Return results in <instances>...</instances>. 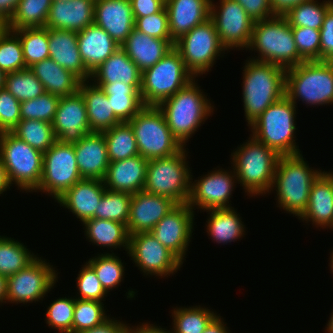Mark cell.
Segmentation results:
<instances>
[{
	"mask_svg": "<svg viewBox=\"0 0 333 333\" xmlns=\"http://www.w3.org/2000/svg\"><path fill=\"white\" fill-rule=\"evenodd\" d=\"M81 179L73 143L57 140L43 153L41 182L34 192L46 193L56 201Z\"/></svg>",
	"mask_w": 333,
	"mask_h": 333,
	"instance_id": "obj_13",
	"label": "cell"
},
{
	"mask_svg": "<svg viewBox=\"0 0 333 333\" xmlns=\"http://www.w3.org/2000/svg\"><path fill=\"white\" fill-rule=\"evenodd\" d=\"M174 48L195 78L211 71L218 57L227 51L210 18L176 40Z\"/></svg>",
	"mask_w": 333,
	"mask_h": 333,
	"instance_id": "obj_12",
	"label": "cell"
},
{
	"mask_svg": "<svg viewBox=\"0 0 333 333\" xmlns=\"http://www.w3.org/2000/svg\"><path fill=\"white\" fill-rule=\"evenodd\" d=\"M307 0H270L272 11L275 15H284L290 8Z\"/></svg>",
	"mask_w": 333,
	"mask_h": 333,
	"instance_id": "obj_59",
	"label": "cell"
},
{
	"mask_svg": "<svg viewBox=\"0 0 333 333\" xmlns=\"http://www.w3.org/2000/svg\"><path fill=\"white\" fill-rule=\"evenodd\" d=\"M7 296V277L0 275V304H6Z\"/></svg>",
	"mask_w": 333,
	"mask_h": 333,
	"instance_id": "obj_64",
	"label": "cell"
},
{
	"mask_svg": "<svg viewBox=\"0 0 333 333\" xmlns=\"http://www.w3.org/2000/svg\"><path fill=\"white\" fill-rule=\"evenodd\" d=\"M234 1H237L245 9L247 15L254 22L275 16L270 5V0H234Z\"/></svg>",
	"mask_w": 333,
	"mask_h": 333,
	"instance_id": "obj_56",
	"label": "cell"
},
{
	"mask_svg": "<svg viewBox=\"0 0 333 333\" xmlns=\"http://www.w3.org/2000/svg\"><path fill=\"white\" fill-rule=\"evenodd\" d=\"M79 92L82 94L91 132H103L111 129L121 121L114 115L107 95L91 81L81 82Z\"/></svg>",
	"mask_w": 333,
	"mask_h": 333,
	"instance_id": "obj_32",
	"label": "cell"
},
{
	"mask_svg": "<svg viewBox=\"0 0 333 333\" xmlns=\"http://www.w3.org/2000/svg\"><path fill=\"white\" fill-rule=\"evenodd\" d=\"M102 133L105 136L110 162L139 155L134 132L129 122H121Z\"/></svg>",
	"mask_w": 333,
	"mask_h": 333,
	"instance_id": "obj_37",
	"label": "cell"
},
{
	"mask_svg": "<svg viewBox=\"0 0 333 333\" xmlns=\"http://www.w3.org/2000/svg\"><path fill=\"white\" fill-rule=\"evenodd\" d=\"M105 190L103 180L83 178L55 202L59 203L60 207L69 209L68 211L72 212L83 224L94 218Z\"/></svg>",
	"mask_w": 333,
	"mask_h": 333,
	"instance_id": "obj_22",
	"label": "cell"
},
{
	"mask_svg": "<svg viewBox=\"0 0 333 333\" xmlns=\"http://www.w3.org/2000/svg\"><path fill=\"white\" fill-rule=\"evenodd\" d=\"M76 279L77 291L79 292H77L78 295L76 294L75 298L100 302L105 301L104 299L108 293L102 287L94 270L87 263L82 265Z\"/></svg>",
	"mask_w": 333,
	"mask_h": 333,
	"instance_id": "obj_52",
	"label": "cell"
},
{
	"mask_svg": "<svg viewBox=\"0 0 333 333\" xmlns=\"http://www.w3.org/2000/svg\"><path fill=\"white\" fill-rule=\"evenodd\" d=\"M94 24L121 46L135 25L130 0H95Z\"/></svg>",
	"mask_w": 333,
	"mask_h": 333,
	"instance_id": "obj_21",
	"label": "cell"
},
{
	"mask_svg": "<svg viewBox=\"0 0 333 333\" xmlns=\"http://www.w3.org/2000/svg\"><path fill=\"white\" fill-rule=\"evenodd\" d=\"M195 77L186 69L180 53L173 48L154 66L144 70L140 94L145 106H158Z\"/></svg>",
	"mask_w": 333,
	"mask_h": 333,
	"instance_id": "obj_10",
	"label": "cell"
},
{
	"mask_svg": "<svg viewBox=\"0 0 333 333\" xmlns=\"http://www.w3.org/2000/svg\"><path fill=\"white\" fill-rule=\"evenodd\" d=\"M84 235L86 239L94 245L113 249H121L127 251L129 249V234L127 227L123 223L112 220L92 218L83 223ZM113 248V249H112Z\"/></svg>",
	"mask_w": 333,
	"mask_h": 333,
	"instance_id": "obj_36",
	"label": "cell"
},
{
	"mask_svg": "<svg viewBox=\"0 0 333 333\" xmlns=\"http://www.w3.org/2000/svg\"><path fill=\"white\" fill-rule=\"evenodd\" d=\"M75 298L65 296L52 301L47 308L46 324L59 333H72Z\"/></svg>",
	"mask_w": 333,
	"mask_h": 333,
	"instance_id": "obj_50",
	"label": "cell"
},
{
	"mask_svg": "<svg viewBox=\"0 0 333 333\" xmlns=\"http://www.w3.org/2000/svg\"><path fill=\"white\" fill-rule=\"evenodd\" d=\"M73 145L81 177L103 180L110 164L103 133L90 132Z\"/></svg>",
	"mask_w": 333,
	"mask_h": 333,
	"instance_id": "obj_23",
	"label": "cell"
},
{
	"mask_svg": "<svg viewBox=\"0 0 333 333\" xmlns=\"http://www.w3.org/2000/svg\"><path fill=\"white\" fill-rule=\"evenodd\" d=\"M20 104L5 88L0 89V133L11 132L21 121Z\"/></svg>",
	"mask_w": 333,
	"mask_h": 333,
	"instance_id": "obj_54",
	"label": "cell"
},
{
	"mask_svg": "<svg viewBox=\"0 0 333 333\" xmlns=\"http://www.w3.org/2000/svg\"><path fill=\"white\" fill-rule=\"evenodd\" d=\"M129 123L139 155L147 160L170 157L184 148L170 131L158 106H145Z\"/></svg>",
	"mask_w": 333,
	"mask_h": 333,
	"instance_id": "obj_11",
	"label": "cell"
},
{
	"mask_svg": "<svg viewBox=\"0 0 333 333\" xmlns=\"http://www.w3.org/2000/svg\"><path fill=\"white\" fill-rule=\"evenodd\" d=\"M52 1H68V0H52Z\"/></svg>",
	"mask_w": 333,
	"mask_h": 333,
	"instance_id": "obj_69",
	"label": "cell"
},
{
	"mask_svg": "<svg viewBox=\"0 0 333 333\" xmlns=\"http://www.w3.org/2000/svg\"><path fill=\"white\" fill-rule=\"evenodd\" d=\"M188 148L177 154L151 159L147 165L144 191L167 197L176 204L188 203L191 192V175L187 156Z\"/></svg>",
	"mask_w": 333,
	"mask_h": 333,
	"instance_id": "obj_8",
	"label": "cell"
},
{
	"mask_svg": "<svg viewBox=\"0 0 333 333\" xmlns=\"http://www.w3.org/2000/svg\"><path fill=\"white\" fill-rule=\"evenodd\" d=\"M188 203L177 204L150 231L164 247L182 263L186 260L189 243L194 230V214Z\"/></svg>",
	"mask_w": 333,
	"mask_h": 333,
	"instance_id": "obj_18",
	"label": "cell"
},
{
	"mask_svg": "<svg viewBox=\"0 0 333 333\" xmlns=\"http://www.w3.org/2000/svg\"><path fill=\"white\" fill-rule=\"evenodd\" d=\"M77 41L81 59L90 73L121 47L103 28L95 24L77 32Z\"/></svg>",
	"mask_w": 333,
	"mask_h": 333,
	"instance_id": "obj_30",
	"label": "cell"
},
{
	"mask_svg": "<svg viewBox=\"0 0 333 333\" xmlns=\"http://www.w3.org/2000/svg\"><path fill=\"white\" fill-rule=\"evenodd\" d=\"M130 333H171V331L161 326L158 327L156 324L145 322L137 326H131Z\"/></svg>",
	"mask_w": 333,
	"mask_h": 333,
	"instance_id": "obj_60",
	"label": "cell"
},
{
	"mask_svg": "<svg viewBox=\"0 0 333 333\" xmlns=\"http://www.w3.org/2000/svg\"><path fill=\"white\" fill-rule=\"evenodd\" d=\"M19 0H0V18L7 22L11 19Z\"/></svg>",
	"mask_w": 333,
	"mask_h": 333,
	"instance_id": "obj_61",
	"label": "cell"
},
{
	"mask_svg": "<svg viewBox=\"0 0 333 333\" xmlns=\"http://www.w3.org/2000/svg\"><path fill=\"white\" fill-rule=\"evenodd\" d=\"M218 3H215L214 0L210 1L209 18L216 27L220 42L226 48L227 53L233 49H247L254 21L237 1L219 0Z\"/></svg>",
	"mask_w": 333,
	"mask_h": 333,
	"instance_id": "obj_15",
	"label": "cell"
},
{
	"mask_svg": "<svg viewBox=\"0 0 333 333\" xmlns=\"http://www.w3.org/2000/svg\"><path fill=\"white\" fill-rule=\"evenodd\" d=\"M320 229L333 225V172L323 171L313 182L306 210L298 218Z\"/></svg>",
	"mask_w": 333,
	"mask_h": 333,
	"instance_id": "obj_27",
	"label": "cell"
},
{
	"mask_svg": "<svg viewBox=\"0 0 333 333\" xmlns=\"http://www.w3.org/2000/svg\"><path fill=\"white\" fill-rule=\"evenodd\" d=\"M171 333H202L218 316L216 312L201 305L173 307Z\"/></svg>",
	"mask_w": 333,
	"mask_h": 333,
	"instance_id": "obj_38",
	"label": "cell"
},
{
	"mask_svg": "<svg viewBox=\"0 0 333 333\" xmlns=\"http://www.w3.org/2000/svg\"><path fill=\"white\" fill-rule=\"evenodd\" d=\"M48 38L49 58L82 82L90 81L91 73L86 69L80 56L77 32L48 28Z\"/></svg>",
	"mask_w": 333,
	"mask_h": 333,
	"instance_id": "obj_25",
	"label": "cell"
},
{
	"mask_svg": "<svg viewBox=\"0 0 333 333\" xmlns=\"http://www.w3.org/2000/svg\"><path fill=\"white\" fill-rule=\"evenodd\" d=\"M330 270H331V272L333 273V250L330 252Z\"/></svg>",
	"mask_w": 333,
	"mask_h": 333,
	"instance_id": "obj_68",
	"label": "cell"
},
{
	"mask_svg": "<svg viewBox=\"0 0 333 333\" xmlns=\"http://www.w3.org/2000/svg\"><path fill=\"white\" fill-rule=\"evenodd\" d=\"M304 159L302 153L280 156L269 192L276 191L277 207L298 218L308 206L313 182L323 172L310 167Z\"/></svg>",
	"mask_w": 333,
	"mask_h": 333,
	"instance_id": "obj_2",
	"label": "cell"
},
{
	"mask_svg": "<svg viewBox=\"0 0 333 333\" xmlns=\"http://www.w3.org/2000/svg\"><path fill=\"white\" fill-rule=\"evenodd\" d=\"M333 311V310H332ZM327 326L325 328L327 333H333V312L331 313V316L327 322Z\"/></svg>",
	"mask_w": 333,
	"mask_h": 333,
	"instance_id": "obj_66",
	"label": "cell"
},
{
	"mask_svg": "<svg viewBox=\"0 0 333 333\" xmlns=\"http://www.w3.org/2000/svg\"><path fill=\"white\" fill-rule=\"evenodd\" d=\"M0 159L11 185L20 192H34L42 176L43 153L12 132L0 133Z\"/></svg>",
	"mask_w": 333,
	"mask_h": 333,
	"instance_id": "obj_9",
	"label": "cell"
},
{
	"mask_svg": "<svg viewBox=\"0 0 333 333\" xmlns=\"http://www.w3.org/2000/svg\"><path fill=\"white\" fill-rule=\"evenodd\" d=\"M11 132L42 153L57 141L52 124L40 120H21Z\"/></svg>",
	"mask_w": 333,
	"mask_h": 333,
	"instance_id": "obj_44",
	"label": "cell"
},
{
	"mask_svg": "<svg viewBox=\"0 0 333 333\" xmlns=\"http://www.w3.org/2000/svg\"><path fill=\"white\" fill-rule=\"evenodd\" d=\"M86 263L94 270L107 293L110 292L109 290L116 289L124 280V262L113 252L97 253L95 257L90 258Z\"/></svg>",
	"mask_w": 333,
	"mask_h": 333,
	"instance_id": "obj_42",
	"label": "cell"
},
{
	"mask_svg": "<svg viewBox=\"0 0 333 333\" xmlns=\"http://www.w3.org/2000/svg\"><path fill=\"white\" fill-rule=\"evenodd\" d=\"M208 212L206 232L214 243L221 245L239 241L244 237L246 226L235 208L206 210Z\"/></svg>",
	"mask_w": 333,
	"mask_h": 333,
	"instance_id": "obj_35",
	"label": "cell"
},
{
	"mask_svg": "<svg viewBox=\"0 0 333 333\" xmlns=\"http://www.w3.org/2000/svg\"><path fill=\"white\" fill-rule=\"evenodd\" d=\"M132 194L105 190L94 218L112 220L127 225L130 216Z\"/></svg>",
	"mask_w": 333,
	"mask_h": 333,
	"instance_id": "obj_45",
	"label": "cell"
},
{
	"mask_svg": "<svg viewBox=\"0 0 333 333\" xmlns=\"http://www.w3.org/2000/svg\"><path fill=\"white\" fill-rule=\"evenodd\" d=\"M200 177L194 180L193 175H191V192L188 204L193 211L233 207L229 200L236 186L235 183L238 184L234 169L228 171L215 168L214 171H209L207 175Z\"/></svg>",
	"mask_w": 333,
	"mask_h": 333,
	"instance_id": "obj_17",
	"label": "cell"
},
{
	"mask_svg": "<svg viewBox=\"0 0 333 333\" xmlns=\"http://www.w3.org/2000/svg\"><path fill=\"white\" fill-rule=\"evenodd\" d=\"M4 88L19 102L35 99L45 93L43 84L29 68L7 73Z\"/></svg>",
	"mask_w": 333,
	"mask_h": 333,
	"instance_id": "obj_46",
	"label": "cell"
},
{
	"mask_svg": "<svg viewBox=\"0 0 333 333\" xmlns=\"http://www.w3.org/2000/svg\"><path fill=\"white\" fill-rule=\"evenodd\" d=\"M8 29V22L3 18H0V38L6 33Z\"/></svg>",
	"mask_w": 333,
	"mask_h": 333,
	"instance_id": "obj_65",
	"label": "cell"
},
{
	"mask_svg": "<svg viewBox=\"0 0 333 333\" xmlns=\"http://www.w3.org/2000/svg\"><path fill=\"white\" fill-rule=\"evenodd\" d=\"M93 84L105 92L114 115L121 122H129L145 107L140 94L141 85H125L124 82Z\"/></svg>",
	"mask_w": 333,
	"mask_h": 333,
	"instance_id": "obj_34",
	"label": "cell"
},
{
	"mask_svg": "<svg viewBox=\"0 0 333 333\" xmlns=\"http://www.w3.org/2000/svg\"><path fill=\"white\" fill-rule=\"evenodd\" d=\"M211 0H166L169 31L175 43L181 36L210 17Z\"/></svg>",
	"mask_w": 333,
	"mask_h": 333,
	"instance_id": "obj_28",
	"label": "cell"
},
{
	"mask_svg": "<svg viewBox=\"0 0 333 333\" xmlns=\"http://www.w3.org/2000/svg\"><path fill=\"white\" fill-rule=\"evenodd\" d=\"M20 39L26 68L49 58L48 28L12 30Z\"/></svg>",
	"mask_w": 333,
	"mask_h": 333,
	"instance_id": "obj_43",
	"label": "cell"
},
{
	"mask_svg": "<svg viewBox=\"0 0 333 333\" xmlns=\"http://www.w3.org/2000/svg\"><path fill=\"white\" fill-rule=\"evenodd\" d=\"M29 70L43 84L47 93L64 97L79 91L81 80L64 69L51 58L42 60L29 67Z\"/></svg>",
	"mask_w": 333,
	"mask_h": 333,
	"instance_id": "obj_31",
	"label": "cell"
},
{
	"mask_svg": "<svg viewBox=\"0 0 333 333\" xmlns=\"http://www.w3.org/2000/svg\"><path fill=\"white\" fill-rule=\"evenodd\" d=\"M231 153V166L246 195L262 196L270 192L279 155L250 135Z\"/></svg>",
	"mask_w": 333,
	"mask_h": 333,
	"instance_id": "obj_4",
	"label": "cell"
},
{
	"mask_svg": "<svg viewBox=\"0 0 333 333\" xmlns=\"http://www.w3.org/2000/svg\"><path fill=\"white\" fill-rule=\"evenodd\" d=\"M27 69L19 37L7 30L0 38V70L5 74Z\"/></svg>",
	"mask_w": 333,
	"mask_h": 333,
	"instance_id": "obj_48",
	"label": "cell"
},
{
	"mask_svg": "<svg viewBox=\"0 0 333 333\" xmlns=\"http://www.w3.org/2000/svg\"><path fill=\"white\" fill-rule=\"evenodd\" d=\"M60 97L45 92L20 104L21 120H40L52 123Z\"/></svg>",
	"mask_w": 333,
	"mask_h": 333,
	"instance_id": "obj_49",
	"label": "cell"
},
{
	"mask_svg": "<svg viewBox=\"0 0 333 333\" xmlns=\"http://www.w3.org/2000/svg\"><path fill=\"white\" fill-rule=\"evenodd\" d=\"M95 0L52 1L45 27L80 32L94 24Z\"/></svg>",
	"mask_w": 333,
	"mask_h": 333,
	"instance_id": "obj_24",
	"label": "cell"
},
{
	"mask_svg": "<svg viewBox=\"0 0 333 333\" xmlns=\"http://www.w3.org/2000/svg\"><path fill=\"white\" fill-rule=\"evenodd\" d=\"M333 0H307L290 8L283 16L291 27H308L320 30L327 11Z\"/></svg>",
	"mask_w": 333,
	"mask_h": 333,
	"instance_id": "obj_41",
	"label": "cell"
},
{
	"mask_svg": "<svg viewBox=\"0 0 333 333\" xmlns=\"http://www.w3.org/2000/svg\"><path fill=\"white\" fill-rule=\"evenodd\" d=\"M55 136L62 143H75L90 133L86 104L82 94L60 97L52 121Z\"/></svg>",
	"mask_w": 333,
	"mask_h": 333,
	"instance_id": "obj_19",
	"label": "cell"
},
{
	"mask_svg": "<svg viewBox=\"0 0 333 333\" xmlns=\"http://www.w3.org/2000/svg\"><path fill=\"white\" fill-rule=\"evenodd\" d=\"M320 36V61H333V6L324 17Z\"/></svg>",
	"mask_w": 333,
	"mask_h": 333,
	"instance_id": "obj_55",
	"label": "cell"
},
{
	"mask_svg": "<svg viewBox=\"0 0 333 333\" xmlns=\"http://www.w3.org/2000/svg\"><path fill=\"white\" fill-rule=\"evenodd\" d=\"M297 106L285 95L271 104L250 125L251 136L274 150L279 156L296 155L302 152L296 141Z\"/></svg>",
	"mask_w": 333,
	"mask_h": 333,
	"instance_id": "obj_6",
	"label": "cell"
},
{
	"mask_svg": "<svg viewBox=\"0 0 333 333\" xmlns=\"http://www.w3.org/2000/svg\"><path fill=\"white\" fill-rule=\"evenodd\" d=\"M128 57L143 72L154 66L174 48L172 39H158L133 29L121 45Z\"/></svg>",
	"mask_w": 333,
	"mask_h": 333,
	"instance_id": "obj_29",
	"label": "cell"
},
{
	"mask_svg": "<svg viewBox=\"0 0 333 333\" xmlns=\"http://www.w3.org/2000/svg\"><path fill=\"white\" fill-rule=\"evenodd\" d=\"M5 76L6 74L2 70H0V89L4 88Z\"/></svg>",
	"mask_w": 333,
	"mask_h": 333,
	"instance_id": "obj_67",
	"label": "cell"
},
{
	"mask_svg": "<svg viewBox=\"0 0 333 333\" xmlns=\"http://www.w3.org/2000/svg\"><path fill=\"white\" fill-rule=\"evenodd\" d=\"M247 50L258 53V57L250 59L268 62L285 69L304 62L299 56L292 27L283 15L255 21Z\"/></svg>",
	"mask_w": 333,
	"mask_h": 333,
	"instance_id": "obj_5",
	"label": "cell"
},
{
	"mask_svg": "<svg viewBox=\"0 0 333 333\" xmlns=\"http://www.w3.org/2000/svg\"><path fill=\"white\" fill-rule=\"evenodd\" d=\"M149 160L136 155L110 162L103 179L106 189L135 194L144 190Z\"/></svg>",
	"mask_w": 333,
	"mask_h": 333,
	"instance_id": "obj_26",
	"label": "cell"
},
{
	"mask_svg": "<svg viewBox=\"0 0 333 333\" xmlns=\"http://www.w3.org/2000/svg\"><path fill=\"white\" fill-rule=\"evenodd\" d=\"M226 324L218 314L202 333H231Z\"/></svg>",
	"mask_w": 333,
	"mask_h": 333,
	"instance_id": "obj_62",
	"label": "cell"
},
{
	"mask_svg": "<svg viewBox=\"0 0 333 333\" xmlns=\"http://www.w3.org/2000/svg\"><path fill=\"white\" fill-rule=\"evenodd\" d=\"M12 185L9 182L5 166L0 159V196L4 194Z\"/></svg>",
	"mask_w": 333,
	"mask_h": 333,
	"instance_id": "obj_63",
	"label": "cell"
},
{
	"mask_svg": "<svg viewBox=\"0 0 333 333\" xmlns=\"http://www.w3.org/2000/svg\"><path fill=\"white\" fill-rule=\"evenodd\" d=\"M103 303L75 298L72 333H81L106 321L110 315L106 314Z\"/></svg>",
	"mask_w": 333,
	"mask_h": 333,
	"instance_id": "obj_47",
	"label": "cell"
},
{
	"mask_svg": "<svg viewBox=\"0 0 333 333\" xmlns=\"http://www.w3.org/2000/svg\"><path fill=\"white\" fill-rule=\"evenodd\" d=\"M127 254L143 275L159 279L175 274L183 265L150 232L129 235Z\"/></svg>",
	"mask_w": 333,
	"mask_h": 333,
	"instance_id": "obj_16",
	"label": "cell"
},
{
	"mask_svg": "<svg viewBox=\"0 0 333 333\" xmlns=\"http://www.w3.org/2000/svg\"><path fill=\"white\" fill-rule=\"evenodd\" d=\"M134 18L155 14L165 7L164 0H130Z\"/></svg>",
	"mask_w": 333,
	"mask_h": 333,
	"instance_id": "obj_57",
	"label": "cell"
},
{
	"mask_svg": "<svg viewBox=\"0 0 333 333\" xmlns=\"http://www.w3.org/2000/svg\"><path fill=\"white\" fill-rule=\"evenodd\" d=\"M176 205L167 197L144 190L132 194L130 216L126 225L128 234L150 232Z\"/></svg>",
	"mask_w": 333,
	"mask_h": 333,
	"instance_id": "obj_20",
	"label": "cell"
},
{
	"mask_svg": "<svg viewBox=\"0 0 333 333\" xmlns=\"http://www.w3.org/2000/svg\"><path fill=\"white\" fill-rule=\"evenodd\" d=\"M285 95L296 106L301 100L307 107L333 104V61H304L286 69Z\"/></svg>",
	"mask_w": 333,
	"mask_h": 333,
	"instance_id": "obj_7",
	"label": "cell"
},
{
	"mask_svg": "<svg viewBox=\"0 0 333 333\" xmlns=\"http://www.w3.org/2000/svg\"><path fill=\"white\" fill-rule=\"evenodd\" d=\"M52 0H19L8 21L9 30L45 27Z\"/></svg>",
	"mask_w": 333,
	"mask_h": 333,
	"instance_id": "obj_39",
	"label": "cell"
},
{
	"mask_svg": "<svg viewBox=\"0 0 333 333\" xmlns=\"http://www.w3.org/2000/svg\"><path fill=\"white\" fill-rule=\"evenodd\" d=\"M129 323L116 320L114 317H109L101 325L85 330L81 333H130Z\"/></svg>",
	"mask_w": 333,
	"mask_h": 333,
	"instance_id": "obj_58",
	"label": "cell"
},
{
	"mask_svg": "<svg viewBox=\"0 0 333 333\" xmlns=\"http://www.w3.org/2000/svg\"><path fill=\"white\" fill-rule=\"evenodd\" d=\"M21 241L0 235V275L9 277L27 267L38 256Z\"/></svg>",
	"mask_w": 333,
	"mask_h": 333,
	"instance_id": "obj_40",
	"label": "cell"
},
{
	"mask_svg": "<svg viewBox=\"0 0 333 333\" xmlns=\"http://www.w3.org/2000/svg\"><path fill=\"white\" fill-rule=\"evenodd\" d=\"M299 56L304 61H320V30L308 27H292Z\"/></svg>",
	"mask_w": 333,
	"mask_h": 333,
	"instance_id": "obj_51",
	"label": "cell"
},
{
	"mask_svg": "<svg viewBox=\"0 0 333 333\" xmlns=\"http://www.w3.org/2000/svg\"><path fill=\"white\" fill-rule=\"evenodd\" d=\"M50 264L46 259L37 257L27 267L7 277L6 303L25 305L43 301L58 282L59 272Z\"/></svg>",
	"mask_w": 333,
	"mask_h": 333,
	"instance_id": "obj_14",
	"label": "cell"
},
{
	"mask_svg": "<svg viewBox=\"0 0 333 333\" xmlns=\"http://www.w3.org/2000/svg\"><path fill=\"white\" fill-rule=\"evenodd\" d=\"M243 68V110L249 126L271 104L285 96L286 69L250 58Z\"/></svg>",
	"mask_w": 333,
	"mask_h": 333,
	"instance_id": "obj_1",
	"label": "cell"
},
{
	"mask_svg": "<svg viewBox=\"0 0 333 333\" xmlns=\"http://www.w3.org/2000/svg\"><path fill=\"white\" fill-rule=\"evenodd\" d=\"M141 78L142 72L120 47L91 73L90 81L92 83L124 82L125 85H141Z\"/></svg>",
	"mask_w": 333,
	"mask_h": 333,
	"instance_id": "obj_33",
	"label": "cell"
},
{
	"mask_svg": "<svg viewBox=\"0 0 333 333\" xmlns=\"http://www.w3.org/2000/svg\"><path fill=\"white\" fill-rule=\"evenodd\" d=\"M196 80L197 78H194L184 88L158 105L170 131L184 147L214 111L211 99L207 98Z\"/></svg>",
	"mask_w": 333,
	"mask_h": 333,
	"instance_id": "obj_3",
	"label": "cell"
},
{
	"mask_svg": "<svg viewBox=\"0 0 333 333\" xmlns=\"http://www.w3.org/2000/svg\"><path fill=\"white\" fill-rule=\"evenodd\" d=\"M134 20V28L138 31L158 39H171L168 13L165 7L155 14L134 18Z\"/></svg>",
	"mask_w": 333,
	"mask_h": 333,
	"instance_id": "obj_53",
	"label": "cell"
}]
</instances>
